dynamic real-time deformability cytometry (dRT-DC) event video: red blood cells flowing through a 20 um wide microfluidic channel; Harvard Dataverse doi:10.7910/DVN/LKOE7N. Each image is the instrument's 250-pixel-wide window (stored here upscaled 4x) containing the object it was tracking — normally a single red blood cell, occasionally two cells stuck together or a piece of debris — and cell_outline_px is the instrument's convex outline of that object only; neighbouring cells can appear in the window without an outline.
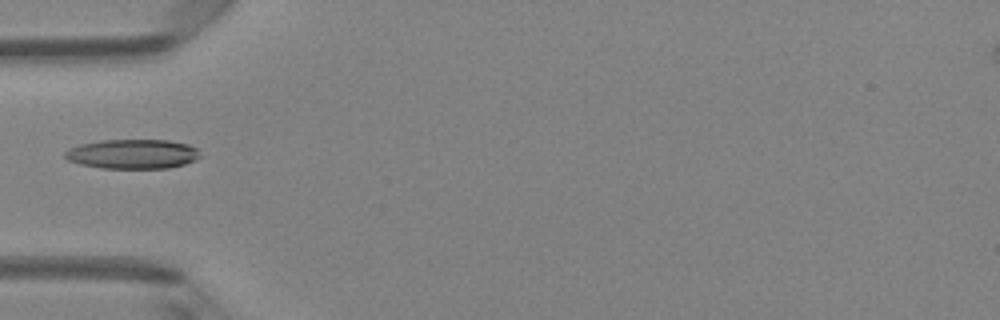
{"species": "Egyptian fruit bat (a non-hibernating species)", "species_latin": "Rousettus aegyptiacus", "temperature_condition": "room temperature", "stored_images_in_passage": 5, "camera_frame_rate_fps": 3000, "um_per_image_px": 0.085, "animal": {"sex": "female"}, "frame": {"image": 1, "passage_image": 5, "time_ms": 5.333, "image_size_px": [1000, 320], "cell_outline_px": [[200, 156], [196, 160], [184, 164], [168, 168], [100, 168], [80, 164], [68, 160], [64, 156], [64, 152], [68, 148], [80, 144], [100, 140], [168, 140], [188, 144], [196, 148]], "centroid_in_image_um": [11.25, 13.09], "position_along_channel_um": 73.8, "area_um2": 23.29}}